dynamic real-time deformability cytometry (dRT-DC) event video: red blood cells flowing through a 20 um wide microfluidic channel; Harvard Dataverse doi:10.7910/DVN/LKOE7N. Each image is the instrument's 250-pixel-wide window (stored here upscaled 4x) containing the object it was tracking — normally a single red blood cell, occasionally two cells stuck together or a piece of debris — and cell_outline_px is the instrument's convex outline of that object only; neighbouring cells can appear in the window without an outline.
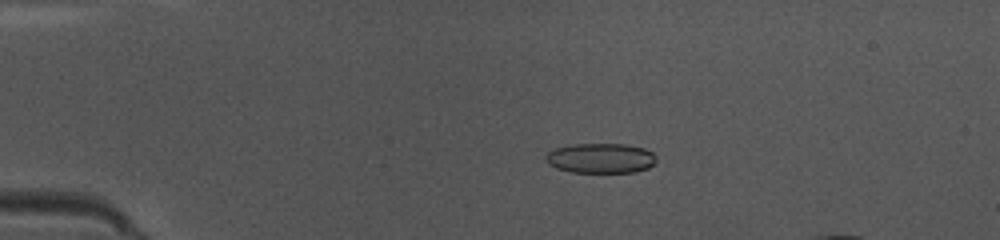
{"species": "common noctule bat (a hibernating species)", "species_latin": "Nyctalus noctula", "temperature_condition": "warm", "stored_images_in_passage": 46, "camera_frame_rate_fps": 3000, "um_per_image_px": 0.085, "animal": {"sex": "female", "body_mass_g": 10.0, "forearm_length_mm": 53.1}, "frame": {"image": 1, "passage_image": 11, "time_ms": 3.333, "image_size_px": [1000, 240], "cell_outline_px": [[656, 164], [648, 168], [636, 172], [572, 172], [556, 168], [548, 164], [544, 160], [544, 156], [552, 148], [572, 144], [628, 144], [644, 148], [652, 152], [656, 156]], "centroid_in_image_um": [51.05, 13.44], "position_along_channel_um": 34.0, "area_um2": 19.65}}
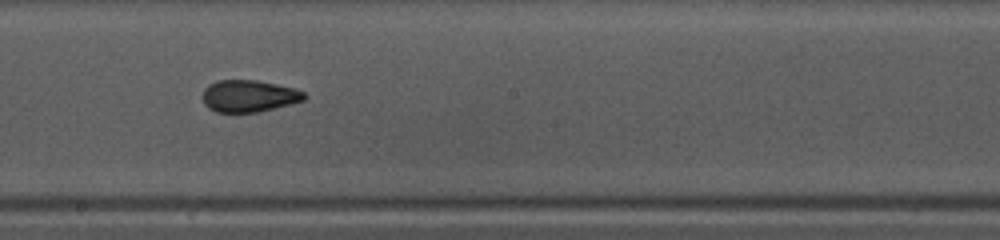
{"frame": {"image": 2, "passage_image": 28, "time_ms": 9.0, "image_size_px": [1000, 240], "cell_outline_px": [[308, 96], [304, 100], [292, 104], [260, 112], [216, 112], [208, 108], [204, 104], [200, 96], [204, 88], [208, 84], [216, 80], [256, 80], [276, 84], [292, 88], [304, 92]], "centroid_in_image_um": [21.12, 8.16], "position_along_channel_um": 227.1, "area_um2": 19.25}}
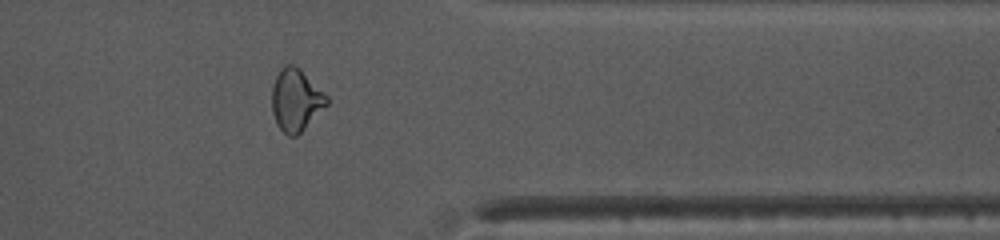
{"frame": {"image": 3, "passage_image": 40, "time_ms": 13.0, "image_size_px": [1000, 240], "cell_outline_px": [[328, 104], [296, 136], [288, 136], [276, 124], [272, 112], [272, 88], [276, 76], [280, 68], [284, 64], [292, 64], [300, 68], [328, 96]], "centroid_in_image_um": [25.14, 8.48], "position_along_channel_um": 386.3, "area_um2": 19.83}}